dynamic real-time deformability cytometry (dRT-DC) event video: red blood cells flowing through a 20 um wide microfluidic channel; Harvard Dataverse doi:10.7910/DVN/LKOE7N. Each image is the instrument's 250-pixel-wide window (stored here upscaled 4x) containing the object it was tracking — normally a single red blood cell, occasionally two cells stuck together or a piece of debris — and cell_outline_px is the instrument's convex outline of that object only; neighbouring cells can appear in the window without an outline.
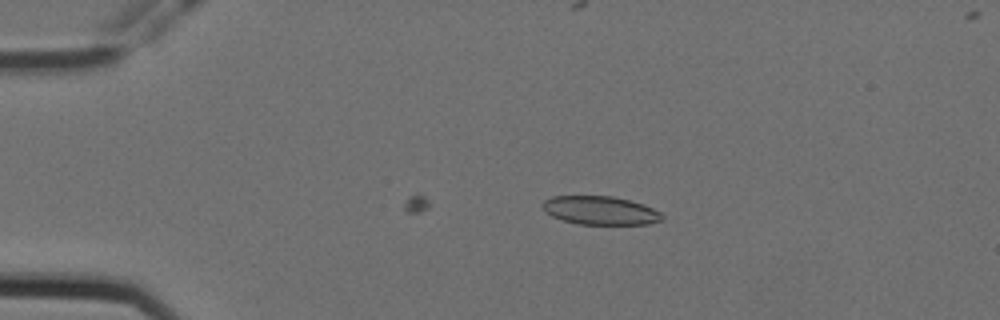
{"species": "Egyptian fruit bat (a non-hibernating species)", "species_latin": "Rousettus aegyptiacus", "temperature_condition": "cold", "stored_images_in_passage": 20, "camera_frame_rate_fps": 3000, "um_per_image_px": 0.085, "animal": {"sex": "female"}, "frame": {"image": 1, "passage_image": 20, "time_ms": 6.333, "image_size_px": [1000, 320], "cell_outline_px": [[664, 220], [648, 224], [576, 224], [552, 216], [540, 204], [544, 200], [552, 196], [612, 196], [644, 204], [660, 212], [664, 216]], "centroid_in_image_um": [51.05, 17.89], "position_along_channel_um": 34.0, "area_um2": 19.83}}